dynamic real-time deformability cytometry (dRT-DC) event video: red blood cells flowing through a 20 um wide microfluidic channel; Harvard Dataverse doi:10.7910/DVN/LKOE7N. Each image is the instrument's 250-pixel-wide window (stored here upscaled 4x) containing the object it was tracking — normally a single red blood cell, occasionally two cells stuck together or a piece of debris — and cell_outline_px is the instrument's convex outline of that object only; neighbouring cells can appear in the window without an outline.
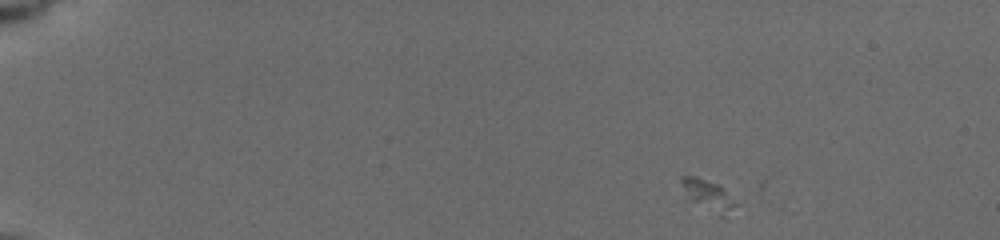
{"species": "common noctule bat (a hibernating species)", "species_latin": "Nyctalus noctula", "temperature_condition": "cold", "stored_images_in_passage": 7, "camera_frame_rate_fps": 3000, "um_per_image_px": 0.085, "animal": {"sex": "female", "body_mass_g": 19.5, "forearm_length_mm": 54.1}, "frame": {"image": 1, "passage_image": 1, "time_ms": 0.0, "image_size_px": [1000, 240], "cell_outline_px": [[740, 200], [724, 220], [684, 200], [680, 180], [680, 176], [692, 176], [716, 184]], "centroid_in_image_um": [60.18, 16.69], "position_along_channel_um": 24.8, "area_um2": 10.69}}